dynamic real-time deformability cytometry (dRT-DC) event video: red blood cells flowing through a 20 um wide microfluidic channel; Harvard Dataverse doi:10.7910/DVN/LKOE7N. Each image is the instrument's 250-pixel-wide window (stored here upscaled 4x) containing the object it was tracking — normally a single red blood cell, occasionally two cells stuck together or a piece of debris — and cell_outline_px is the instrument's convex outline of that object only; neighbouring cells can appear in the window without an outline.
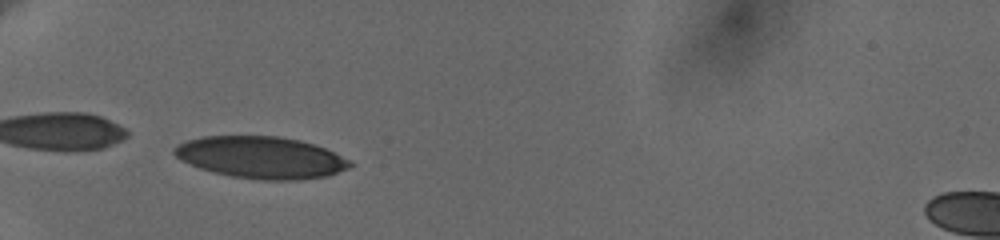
{"species": "human", "species_latin": "Homo sapiens", "temperature_condition": "cold", "stored_images_in_passage": 35, "camera_frame_rate_fps": 3000, "um_per_image_px": 0.085, "donor": {"sex": "female"}, "frame": {"image": 1, "passage_image": 1, "time_ms": 0.0, "image_size_px": [1000, 240], "cell_outline_px": [[356, 164], [348, 168], [328, 176], [296, 180], [264, 180], [232, 176], [212, 172], [200, 168], [180, 160], [172, 152], [172, 148], [176, 144], [200, 136], [276, 136], [300, 140], [324, 148], [352, 160]], "centroid_in_image_um": [22.18, 13.38], "position_along_channel_um": 62.8, "area_um2": 43.06}}
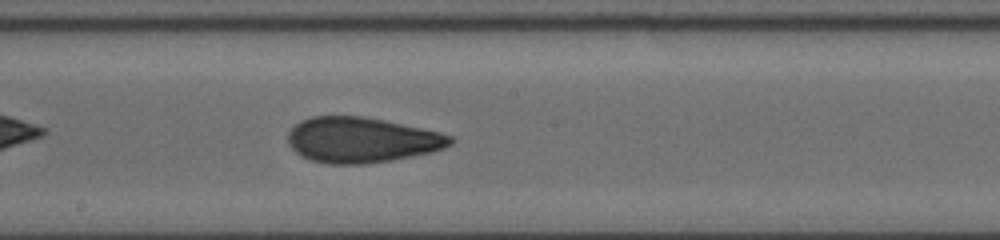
{"frame": {"image": 2, "passage_image": 15, "time_ms": 4.667, "image_size_px": [1000, 240], "cell_outline_px": [[456, 140], [452, 144], [444, 148], [432, 152], [392, 160], [364, 164], [328, 164], [312, 160], [296, 152], [288, 144], [288, 132], [300, 120], [312, 116], [364, 116], [384, 120], [440, 132], [452, 136]], "centroid_in_image_um": [30.75, 11.89], "position_along_channel_um": 217.4, "area_um2": 43.0}}
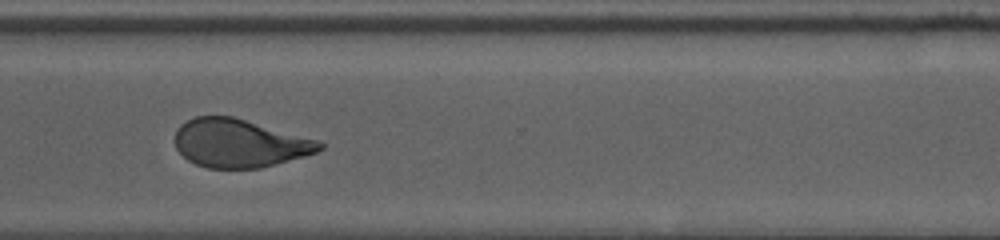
{"frame": {"image": 3, "passage_image": 26, "time_ms": 8.333, "image_size_px": [1000, 240], "cell_outline_px": [[324, 148], [316, 152], [304, 156], [260, 168], [208, 168], [196, 164], [188, 160], [176, 148], [176, 132], [180, 124], [196, 116], [232, 116], [316, 140], [324, 144]], "centroid_in_image_um": [20.33, 12.18], "position_along_channel_um": 350.3, "area_um2": 40.11}, "authors_computed_cell_mechanics": {"area_um2": 42.4252, "velocity_mm_per_s": 3.6394, "shape_relaxation_time_tau1_ms": 7.0198, "shape_relaxation_time_tau2_ms": 1.5072, "deformation_change_tau1": 0.1953, "deformation_change_tau2": 0.0844}}